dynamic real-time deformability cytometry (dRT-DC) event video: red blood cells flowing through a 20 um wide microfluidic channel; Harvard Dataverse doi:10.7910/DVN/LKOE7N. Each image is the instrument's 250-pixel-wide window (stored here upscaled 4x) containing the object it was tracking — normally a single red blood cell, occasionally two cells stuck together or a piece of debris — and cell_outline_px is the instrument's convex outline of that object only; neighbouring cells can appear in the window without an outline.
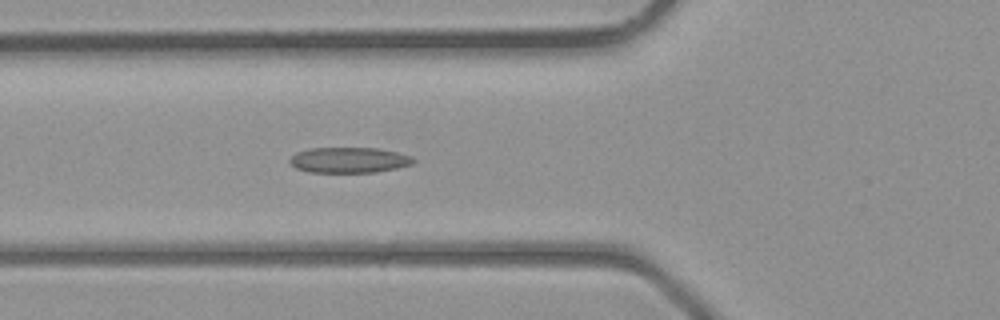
{"species": "common noctule bat (a hibernating species)", "species_latin": "Nyctalus noctula", "temperature_condition": "room temperature", "stored_images_in_passage": 40, "camera_frame_rate_fps": 3000, "um_per_image_px": 0.085, "animal": {"sex": "male", "body_mass_g": 23.1, "forearm_length_mm": 52.7}, "frame": {"image": 1, "passage_image": 14, "time_ms": 4.333, "image_size_px": [1000, 320], "cell_outline_px": [[416, 160], [412, 164], [396, 168], [376, 172], [308, 172], [296, 168], [288, 160], [296, 152], [308, 148], [376, 148], [396, 152], [412, 156]], "centroid_in_image_um": [29.66, 13.6], "position_along_channel_um": 96.1, "area_um2": 18.38}}
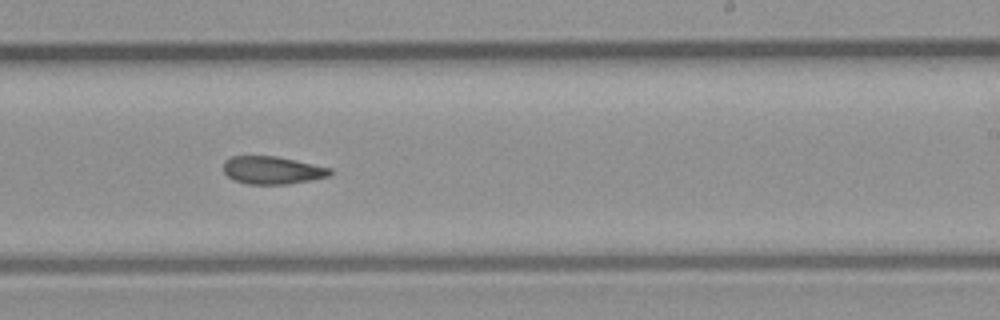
{"frame": {"image": 2, "passage_image": 24, "time_ms": 7.667, "image_size_px": [1000, 320], "cell_outline_px": [[332, 172], [328, 176], [288, 184], [248, 184], [232, 180], [224, 172], [224, 160], [232, 156], [276, 156], [332, 168]], "centroid_in_image_um": [23.11, 14.46], "position_along_channel_um": 265.9, "area_um2": 17.17}}
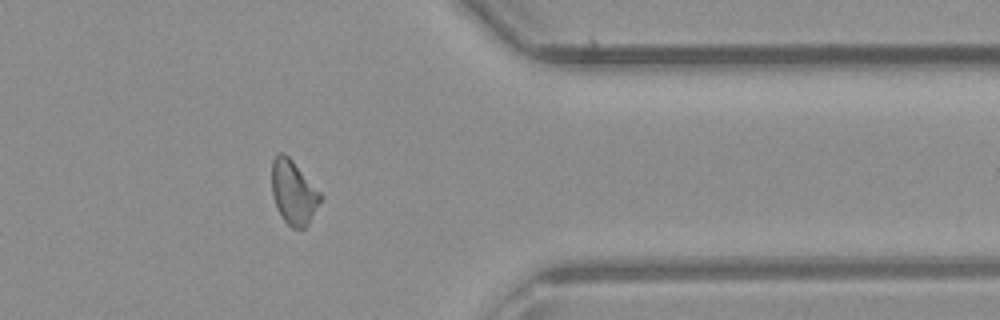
{"frame": {"image": 3, "passage_image": 32, "time_ms": 10.333, "image_size_px": [1000, 320], "cell_outline_px": [[320, 200], [308, 224], [304, 228], [292, 228], [284, 220], [276, 208], [272, 196], [272, 160], [280, 152], [284, 152], [292, 160], [320, 192]], "centroid_in_image_um": [24.91, 16.34], "position_along_channel_um": 386.5, "area_um2": 17.8}}